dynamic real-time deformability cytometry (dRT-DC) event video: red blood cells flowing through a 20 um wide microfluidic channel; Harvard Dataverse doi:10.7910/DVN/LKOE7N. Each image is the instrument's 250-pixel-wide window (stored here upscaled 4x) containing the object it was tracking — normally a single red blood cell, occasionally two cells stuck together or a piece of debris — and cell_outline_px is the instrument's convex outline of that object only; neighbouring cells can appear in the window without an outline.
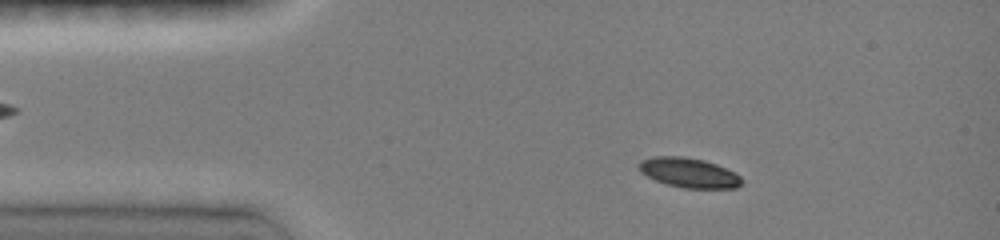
{"species": "common noctule bat (a hibernating species)", "species_latin": "Nyctalus noctula", "temperature_condition": "room temperature", "stored_images_in_passage": 11, "camera_frame_rate_fps": 3000, "um_per_image_px": 0.085, "animal": {"sex": "female", "body_mass_g": 19.0, "forearm_length_mm": 51.5}, "frame": {"image": 1, "passage_image": 4, "time_ms": 1.667, "image_size_px": [1000, 240], "cell_outline_px": [[744, 180], [736, 188], [684, 188], [668, 184], [656, 180], [640, 172], [636, 164], [640, 160], [652, 156], [684, 156], [704, 160], [716, 164], [736, 172]], "centroid_in_image_um": [58.55, 14.66], "position_along_channel_um": 26.5, "area_um2": 17.98}}
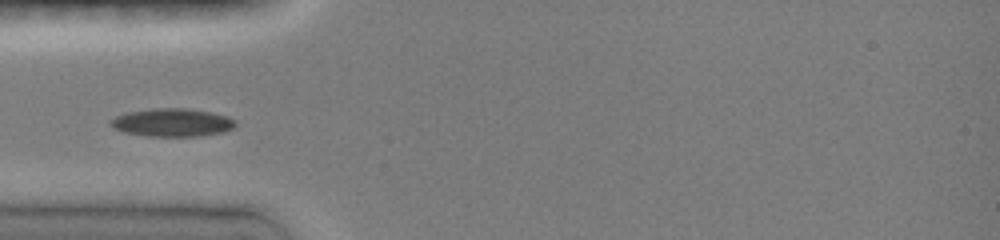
{"frame": {"image": 2, "passage_image": 8, "time_ms": 4.0, "image_size_px": [1000, 240], "cell_outline_px": [[236, 124], [232, 128], [224, 132], [200, 136], [148, 136], [124, 132], [108, 124], [108, 120], [116, 116], [128, 112], [156, 108], [184, 108], [208, 112], [228, 116], [236, 120]], "centroid_in_image_um": [14.64, 10.42], "position_along_channel_um": 70.4, "area_um2": 20.35}}
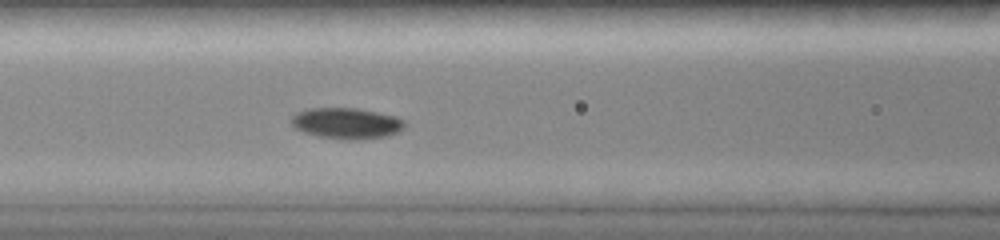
{"frame": {"image": 3, "passage_image": 11, "time_ms": 5.667, "image_size_px": [1000, 240], "cell_outline_px": [[404, 128], [388, 136], [360, 140], [344, 140], [320, 136], [304, 132], [296, 128], [292, 124], [292, 116], [296, 112], [308, 108], [356, 108], [396, 116], [404, 120]], "centroid_in_image_um": [29.46, 10.48], "position_along_channel_um": 137.1, "area_um2": 20.46}}